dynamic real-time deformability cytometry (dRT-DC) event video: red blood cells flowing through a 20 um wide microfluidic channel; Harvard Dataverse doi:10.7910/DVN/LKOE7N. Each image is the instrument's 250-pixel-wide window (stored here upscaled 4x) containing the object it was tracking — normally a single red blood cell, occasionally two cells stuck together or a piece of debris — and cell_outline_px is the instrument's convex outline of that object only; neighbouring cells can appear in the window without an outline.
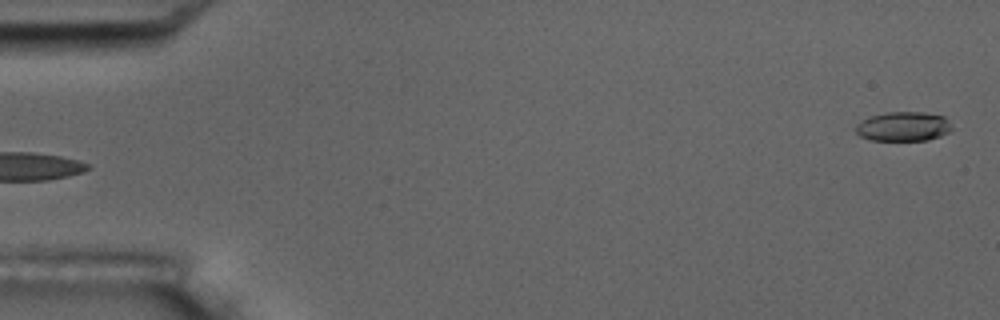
{"species": "common noctule bat (a hibernating species)", "species_latin": "Nyctalus noctula", "temperature_condition": "room temperature", "stored_images_in_passage": 6, "segment_of_instrument_passage": [2, 2], "camera_frame_rate_fps": 3000, "um_per_image_px": 0.085, "animal": {"sex": "male", "body_mass_g": 17.5, "forearm_length_mm": 52.3}, "frame": {"image": 1, "passage_image": 6, "time_ms": 5.667, "image_size_px": [1000, 320], "cell_outline_px": [[952, 128], [948, 132], [940, 136], [928, 140], [872, 140], [860, 136], [856, 132], [856, 124], [860, 120], [868, 116], [888, 112], [924, 112], [944, 116], [948, 120]], "centroid_in_image_um": [76.76, 10.74], "position_along_channel_um": 8.2, "area_um2": 16.53}}